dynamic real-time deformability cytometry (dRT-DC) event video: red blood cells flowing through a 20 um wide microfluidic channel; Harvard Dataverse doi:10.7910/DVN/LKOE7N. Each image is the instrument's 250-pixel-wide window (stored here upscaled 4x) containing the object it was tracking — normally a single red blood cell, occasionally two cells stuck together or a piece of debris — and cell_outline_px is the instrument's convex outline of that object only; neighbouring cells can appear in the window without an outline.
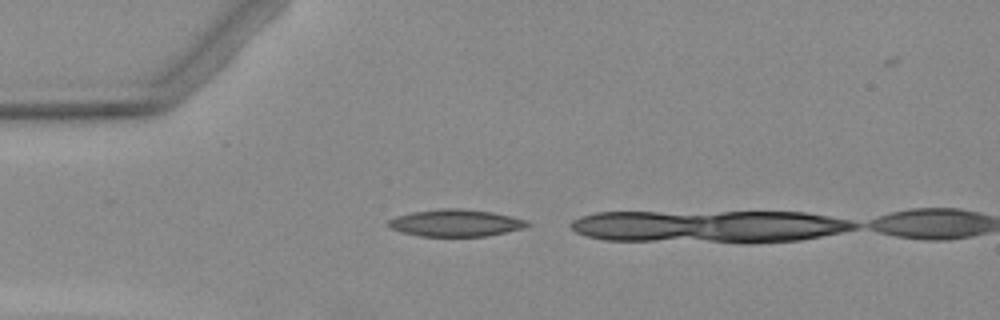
{"species": "Egyptian fruit bat (a non-hibernating species)", "species_latin": "Rousettus aegyptiacus", "temperature_condition": "warm", "stored_images_in_passage": 3, "camera_frame_rate_fps": 3000, "um_per_image_px": 0.085, "animal": {"sex": "female"}, "frame": {"image": 1, "passage_image": 1, "time_ms": 0.0, "image_size_px": [1000, 320], "cell_outline_px": [[532, 224], [524, 228], [484, 236], [420, 236], [400, 232], [384, 224], [388, 220], [396, 216], [412, 212], [444, 208], [460, 208], [492, 212], [512, 216], [528, 220]], "centroid_in_image_um": [38.72, 18.94], "position_along_channel_um": 46.3, "area_um2": 21.96}}